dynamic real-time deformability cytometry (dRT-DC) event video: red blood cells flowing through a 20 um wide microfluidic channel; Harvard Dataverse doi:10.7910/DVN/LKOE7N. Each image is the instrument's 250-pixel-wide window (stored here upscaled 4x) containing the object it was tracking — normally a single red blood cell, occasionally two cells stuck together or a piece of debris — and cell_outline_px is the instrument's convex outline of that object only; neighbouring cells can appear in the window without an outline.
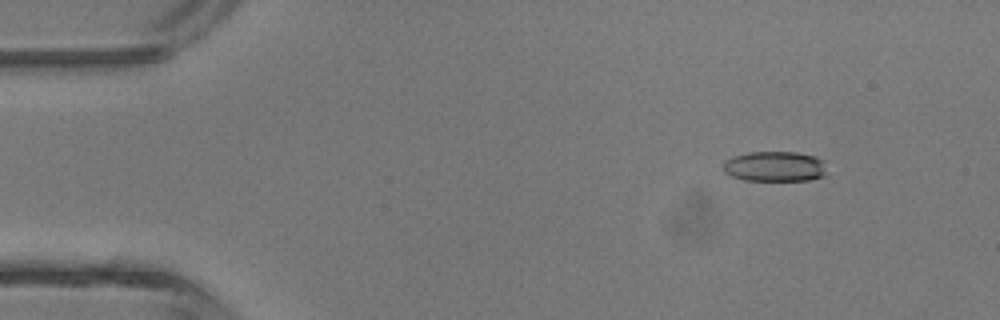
{"species": "common noctule bat (a hibernating species)", "species_latin": "Nyctalus noctula", "temperature_condition": "room temperature", "stored_images_in_passage": 5, "camera_frame_rate_fps": 3000, "um_per_image_px": 0.085, "animal": {"sex": "male", "body_mass_g": 13.3}, "frame": {"image": 1, "passage_image": 2, "time_ms": 1.0, "image_size_px": [1000, 320], "cell_outline_px": [[824, 176], [812, 180], [744, 180], [732, 176], [724, 172], [724, 160], [748, 152], [796, 152], [816, 156], [824, 160]], "centroid_in_image_um": [65.87, 14.14], "position_along_channel_um": 19.1, "area_um2": 18.21}}